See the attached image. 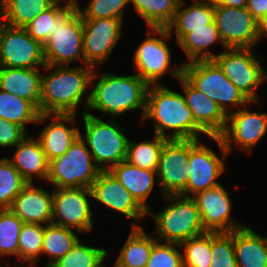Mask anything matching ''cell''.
<instances>
[{"label": "cell", "instance_id": "1", "mask_svg": "<svg viewBox=\"0 0 267 267\" xmlns=\"http://www.w3.org/2000/svg\"><path fill=\"white\" fill-rule=\"evenodd\" d=\"M98 82L94 86L93 80L97 77L95 70L92 75L90 93H87L83 112L89 109L107 113L111 118L122 116L130 110L140 109L143 119L146 109V97L149 85L137 74L119 76L101 72Z\"/></svg>", "mask_w": 267, "mask_h": 267}, {"label": "cell", "instance_id": "2", "mask_svg": "<svg viewBox=\"0 0 267 267\" xmlns=\"http://www.w3.org/2000/svg\"><path fill=\"white\" fill-rule=\"evenodd\" d=\"M151 119L154 134L172 139H199L201 133L210 137L194 120L183 94L163 84L149 85L146 109L142 120ZM171 131L166 136V131Z\"/></svg>", "mask_w": 267, "mask_h": 267}, {"label": "cell", "instance_id": "3", "mask_svg": "<svg viewBox=\"0 0 267 267\" xmlns=\"http://www.w3.org/2000/svg\"><path fill=\"white\" fill-rule=\"evenodd\" d=\"M47 75H42L40 114H74L77 107L91 87L94 67L45 65ZM52 70V71H51Z\"/></svg>", "mask_w": 267, "mask_h": 267}, {"label": "cell", "instance_id": "4", "mask_svg": "<svg viewBox=\"0 0 267 267\" xmlns=\"http://www.w3.org/2000/svg\"><path fill=\"white\" fill-rule=\"evenodd\" d=\"M170 202L160 212L147 215L154 216V237L162 242L181 244L182 242L205 233L200 212L191 197L182 195L162 196Z\"/></svg>", "mask_w": 267, "mask_h": 267}, {"label": "cell", "instance_id": "5", "mask_svg": "<svg viewBox=\"0 0 267 267\" xmlns=\"http://www.w3.org/2000/svg\"><path fill=\"white\" fill-rule=\"evenodd\" d=\"M85 127L84 136L80 137L88 145L92 158L102 171H109L113 166L126 160L128 137L114 118L104 122L87 110L82 113Z\"/></svg>", "mask_w": 267, "mask_h": 267}, {"label": "cell", "instance_id": "6", "mask_svg": "<svg viewBox=\"0 0 267 267\" xmlns=\"http://www.w3.org/2000/svg\"><path fill=\"white\" fill-rule=\"evenodd\" d=\"M183 76L197 90L215 101L226 116L229 115L228 112L233 106L240 109L243 106L246 107L251 103H255L250 102L240 90L233 85L214 60L184 62Z\"/></svg>", "mask_w": 267, "mask_h": 267}, {"label": "cell", "instance_id": "7", "mask_svg": "<svg viewBox=\"0 0 267 267\" xmlns=\"http://www.w3.org/2000/svg\"><path fill=\"white\" fill-rule=\"evenodd\" d=\"M83 21L77 3H71L55 20V29L44 46L46 65L65 66L76 60L85 64Z\"/></svg>", "mask_w": 267, "mask_h": 267}, {"label": "cell", "instance_id": "8", "mask_svg": "<svg viewBox=\"0 0 267 267\" xmlns=\"http://www.w3.org/2000/svg\"><path fill=\"white\" fill-rule=\"evenodd\" d=\"M101 171L79 136L66 154L49 161L47 181L53 188H91Z\"/></svg>", "mask_w": 267, "mask_h": 267}, {"label": "cell", "instance_id": "9", "mask_svg": "<svg viewBox=\"0 0 267 267\" xmlns=\"http://www.w3.org/2000/svg\"><path fill=\"white\" fill-rule=\"evenodd\" d=\"M149 29L147 38L137 47L133 56L136 74L148 85L161 84L158 80L168 73L178 80L183 75V63L176 65V68H169L172 54L166 40L172 35L167 28ZM151 33L155 34V37L151 36Z\"/></svg>", "mask_w": 267, "mask_h": 267}, {"label": "cell", "instance_id": "10", "mask_svg": "<svg viewBox=\"0 0 267 267\" xmlns=\"http://www.w3.org/2000/svg\"><path fill=\"white\" fill-rule=\"evenodd\" d=\"M213 60L250 102H259L255 90L267 81V72L252 48H227Z\"/></svg>", "mask_w": 267, "mask_h": 267}, {"label": "cell", "instance_id": "11", "mask_svg": "<svg viewBox=\"0 0 267 267\" xmlns=\"http://www.w3.org/2000/svg\"><path fill=\"white\" fill-rule=\"evenodd\" d=\"M210 138L218 144L223 159H220L205 144H201L200 139H190L189 176L184 189L185 197H191V195L220 185L216 180L226 169L223 160L227 157L228 152L225 150L220 136H210Z\"/></svg>", "mask_w": 267, "mask_h": 267}, {"label": "cell", "instance_id": "12", "mask_svg": "<svg viewBox=\"0 0 267 267\" xmlns=\"http://www.w3.org/2000/svg\"><path fill=\"white\" fill-rule=\"evenodd\" d=\"M52 223L74 228L79 233L93 230L90 202L91 188H53ZM57 220V221H56Z\"/></svg>", "mask_w": 267, "mask_h": 267}, {"label": "cell", "instance_id": "13", "mask_svg": "<svg viewBox=\"0 0 267 267\" xmlns=\"http://www.w3.org/2000/svg\"><path fill=\"white\" fill-rule=\"evenodd\" d=\"M190 139H168L162 147L157 169V181L162 196L182 195L188 181Z\"/></svg>", "mask_w": 267, "mask_h": 267}, {"label": "cell", "instance_id": "14", "mask_svg": "<svg viewBox=\"0 0 267 267\" xmlns=\"http://www.w3.org/2000/svg\"><path fill=\"white\" fill-rule=\"evenodd\" d=\"M39 65H46L44 46L24 28L5 24L0 34V66L30 69Z\"/></svg>", "mask_w": 267, "mask_h": 267}, {"label": "cell", "instance_id": "15", "mask_svg": "<svg viewBox=\"0 0 267 267\" xmlns=\"http://www.w3.org/2000/svg\"><path fill=\"white\" fill-rule=\"evenodd\" d=\"M214 22L226 48H252L260 41L258 21L244 8L214 6Z\"/></svg>", "mask_w": 267, "mask_h": 267}, {"label": "cell", "instance_id": "16", "mask_svg": "<svg viewBox=\"0 0 267 267\" xmlns=\"http://www.w3.org/2000/svg\"><path fill=\"white\" fill-rule=\"evenodd\" d=\"M85 65L96 67L104 63L122 35L123 19H82Z\"/></svg>", "mask_w": 267, "mask_h": 267}, {"label": "cell", "instance_id": "17", "mask_svg": "<svg viewBox=\"0 0 267 267\" xmlns=\"http://www.w3.org/2000/svg\"><path fill=\"white\" fill-rule=\"evenodd\" d=\"M267 133V112H251L240 108L229 112L224 132L220 135L228 154L233 150L232 143L250 154Z\"/></svg>", "mask_w": 267, "mask_h": 267}, {"label": "cell", "instance_id": "18", "mask_svg": "<svg viewBox=\"0 0 267 267\" xmlns=\"http://www.w3.org/2000/svg\"><path fill=\"white\" fill-rule=\"evenodd\" d=\"M191 198L200 212L205 232L230 233L245 226L232 218L230 195L221 184L196 193Z\"/></svg>", "mask_w": 267, "mask_h": 267}, {"label": "cell", "instance_id": "19", "mask_svg": "<svg viewBox=\"0 0 267 267\" xmlns=\"http://www.w3.org/2000/svg\"><path fill=\"white\" fill-rule=\"evenodd\" d=\"M91 192L92 198L98 203L133 219L132 227H140L135 222L147 216V211L138 204L110 171L100 172L92 183Z\"/></svg>", "mask_w": 267, "mask_h": 267}, {"label": "cell", "instance_id": "20", "mask_svg": "<svg viewBox=\"0 0 267 267\" xmlns=\"http://www.w3.org/2000/svg\"><path fill=\"white\" fill-rule=\"evenodd\" d=\"M187 107L195 122L209 135L220 136L226 127L227 116L217 103L197 90L183 75L179 77Z\"/></svg>", "mask_w": 267, "mask_h": 267}, {"label": "cell", "instance_id": "21", "mask_svg": "<svg viewBox=\"0 0 267 267\" xmlns=\"http://www.w3.org/2000/svg\"><path fill=\"white\" fill-rule=\"evenodd\" d=\"M52 205L53 192L29 182L15 197L9 209L23 223L47 225L52 223Z\"/></svg>", "mask_w": 267, "mask_h": 267}, {"label": "cell", "instance_id": "22", "mask_svg": "<svg viewBox=\"0 0 267 267\" xmlns=\"http://www.w3.org/2000/svg\"><path fill=\"white\" fill-rule=\"evenodd\" d=\"M49 117L52 118L51 121L39 133L37 139L46 158L51 161L67 153L70 145L80 136V130L66 126L68 122L75 125L74 114H49Z\"/></svg>", "mask_w": 267, "mask_h": 267}, {"label": "cell", "instance_id": "23", "mask_svg": "<svg viewBox=\"0 0 267 267\" xmlns=\"http://www.w3.org/2000/svg\"><path fill=\"white\" fill-rule=\"evenodd\" d=\"M13 158L7 159L27 182H34L33 178L47 181L49 161L43 152L38 139L28 134L16 146Z\"/></svg>", "mask_w": 267, "mask_h": 267}, {"label": "cell", "instance_id": "24", "mask_svg": "<svg viewBox=\"0 0 267 267\" xmlns=\"http://www.w3.org/2000/svg\"><path fill=\"white\" fill-rule=\"evenodd\" d=\"M42 75L39 68L0 66V89L31 101L40 112Z\"/></svg>", "mask_w": 267, "mask_h": 267}, {"label": "cell", "instance_id": "25", "mask_svg": "<svg viewBox=\"0 0 267 267\" xmlns=\"http://www.w3.org/2000/svg\"><path fill=\"white\" fill-rule=\"evenodd\" d=\"M109 171L129 191L145 211L148 212L151 209L146 199L154 188V184H158V181H155L157 171L139 168L126 160L113 166Z\"/></svg>", "mask_w": 267, "mask_h": 267}, {"label": "cell", "instance_id": "26", "mask_svg": "<svg viewBox=\"0 0 267 267\" xmlns=\"http://www.w3.org/2000/svg\"><path fill=\"white\" fill-rule=\"evenodd\" d=\"M234 251L238 267H267V237L249 226L233 231Z\"/></svg>", "mask_w": 267, "mask_h": 267}, {"label": "cell", "instance_id": "27", "mask_svg": "<svg viewBox=\"0 0 267 267\" xmlns=\"http://www.w3.org/2000/svg\"><path fill=\"white\" fill-rule=\"evenodd\" d=\"M213 21L214 6L193 1L190 6L184 7V0H181L171 23L166 28L170 35H173L175 30L178 44L189 33V29L209 28Z\"/></svg>", "mask_w": 267, "mask_h": 267}, {"label": "cell", "instance_id": "28", "mask_svg": "<svg viewBox=\"0 0 267 267\" xmlns=\"http://www.w3.org/2000/svg\"><path fill=\"white\" fill-rule=\"evenodd\" d=\"M156 241L157 239L152 234H147L142 226L132 227L113 266L146 267Z\"/></svg>", "mask_w": 267, "mask_h": 267}, {"label": "cell", "instance_id": "29", "mask_svg": "<svg viewBox=\"0 0 267 267\" xmlns=\"http://www.w3.org/2000/svg\"><path fill=\"white\" fill-rule=\"evenodd\" d=\"M0 118L20 125L28 132L26 124L43 123L50 117L40 114L31 101L0 89Z\"/></svg>", "mask_w": 267, "mask_h": 267}, {"label": "cell", "instance_id": "30", "mask_svg": "<svg viewBox=\"0 0 267 267\" xmlns=\"http://www.w3.org/2000/svg\"><path fill=\"white\" fill-rule=\"evenodd\" d=\"M217 42L224 46V50L227 49L213 21L209 24V28L189 29V33L178 43V46L188 56V62L213 60L217 54L208 48Z\"/></svg>", "mask_w": 267, "mask_h": 267}, {"label": "cell", "instance_id": "31", "mask_svg": "<svg viewBox=\"0 0 267 267\" xmlns=\"http://www.w3.org/2000/svg\"><path fill=\"white\" fill-rule=\"evenodd\" d=\"M78 241L77 234L70 228L53 223L45 225L41 255L49 256L46 267L64 257Z\"/></svg>", "mask_w": 267, "mask_h": 267}, {"label": "cell", "instance_id": "32", "mask_svg": "<svg viewBox=\"0 0 267 267\" xmlns=\"http://www.w3.org/2000/svg\"><path fill=\"white\" fill-rule=\"evenodd\" d=\"M181 0H130L136 13L148 28H166L172 21Z\"/></svg>", "mask_w": 267, "mask_h": 267}, {"label": "cell", "instance_id": "33", "mask_svg": "<svg viewBox=\"0 0 267 267\" xmlns=\"http://www.w3.org/2000/svg\"><path fill=\"white\" fill-rule=\"evenodd\" d=\"M57 0H5L1 10L4 21L12 27H24Z\"/></svg>", "mask_w": 267, "mask_h": 267}, {"label": "cell", "instance_id": "34", "mask_svg": "<svg viewBox=\"0 0 267 267\" xmlns=\"http://www.w3.org/2000/svg\"><path fill=\"white\" fill-rule=\"evenodd\" d=\"M168 138L154 135L153 140L139 143L128 140L126 161L145 170L157 171L162 147Z\"/></svg>", "mask_w": 267, "mask_h": 267}, {"label": "cell", "instance_id": "35", "mask_svg": "<svg viewBox=\"0 0 267 267\" xmlns=\"http://www.w3.org/2000/svg\"><path fill=\"white\" fill-rule=\"evenodd\" d=\"M108 251L81 243L79 240L73 248L50 267H102Z\"/></svg>", "mask_w": 267, "mask_h": 267}, {"label": "cell", "instance_id": "36", "mask_svg": "<svg viewBox=\"0 0 267 267\" xmlns=\"http://www.w3.org/2000/svg\"><path fill=\"white\" fill-rule=\"evenodd\" d=\"M43 224H26L24 223L18 241V258L22 259L21 263H30L28 267L37 264L38 257L41 256L44 236Z\"/></svg>", "mask_w": 267, "mask_h": 267}, {"label": "cell", "instance_id": "37", "mask_svg": "<svg viewBox=\"0 0 267 267\" xmlns=\"http://www.w3.org/2000/svg\"><path fill=\"white\" fill-rule=\"evenodd\" d=\"M66 2L65 4L60 2ZM71 4L66 0H57L51 7L44 10L23 28L36 41L44 45L55 29L56 18Z\"/></svg>", "mask_w": 267, "mask_h": 267}, {"label": "cell", "instance_id": "38", "mask_svg": "<svg viewBox=\"0 0 267 267\" xmlns=\"http://www.w3.org/2000/svg\"><path fill=\"white\" fill-rule=\"evenodd\" d=\"M7 157L0 159V209H9L15 197L28 184Z\"/></svg>", "mask_w": 267, "mask_h": 267}, {"label": "cell", "instance_id": "39", "mask_svg": "<svg viewBox=\"0 0 267 267\" xmlns=\"http://www.w3.org/2000/svg\"><path fill=\"white\" fill-rule=\"evenodd\" d=\"M183 248V267H210L211 233L191 237L180 244Z\"/></svg>", "mask_w": 267, "mask_h": 267}, {"label": "cell", "instance_id": "40", "mask_svg": "<svg viewBox=\"0 0 267 267\" xmlns=\"http://www.w3.org/2000/svg\"><path fill=\"white\" fill-rule=\"evenodd\" d=\"M23 224L10 209H0V262L3 260L1 256H18L19 234Z\"/></svg>", "mask_w": 267, "mask_h": 267}, {"label": "cell", "instance_id": "41", "mask_svg": "<svg viewBox=\"0 0 267 267\" xmlns=\"http://www.w3.org/2000/svg\"><path fill=\"white\" fill-rule=\"evenodd\" d=\"M211 262L210 267H238L233 231L230 233H211Z\"/></svg>", "mask_w": 267, "mask_h": 267}, {"label": "cell", "instance_id": "42", "mask_svg": "<svg viewBox=\"0 0 267 267\" xmlns=\"http://www.w3.org/2000/svg\"><path fill=\"white\" fill-rule=\"evenodd\" d=\"M129 4L130 0H89L85 9H82L77 3L82 19H123L124 9Z\"/></svg>", "mask_w": 267, "mask_h": 267}, {"label": "cell", "instance_id": "43", "mask_svg": "<svg viewBox=\"0 0 267 267\" xmlns=\"http://www.w3.org/2000/svg\"><path fill=\"white\" fill-rule=\"evenodd\" d=\"M180 244L156 241L146 267H183Z\"/></svg>", "mask_w": 267, "mask_h": 267}, {"label": "cell", "instance_id": "44", "mask_svg": "<svg viewBox=\"0 0 267 267\" xmlns=\"http://www.w3.org/2000/svg\"><path fill=\"white\" fill-rule=\"evenodd\" d=\"M28 134L22 126L0 118V147L16 146Z\"/></svg>", "mask_w": 267, "mask_h": 267}, {"label": "cell", "instance_id": "45", "mask_svg": "<svg viewBox=\"0 0 267 267\" xmlns=\"http://www.w3.org/2000/svg\"><path fill=\"white\" fill-rule=\"evenodd\" d=\"M246 9L258 21L267 13V0H247Z\"/></svg>", "mask_w": 267, "mask_h": 267}, {"label": "cell", "instance_id": "46", "mask_svg": "<svg viewBox=\"0 0 267 267\" xmlns=\"http://www.w3.org/2000/svg\"><path fill=\"white\" fill-rule=\"evenodd\" d=\"M258 31L260 40L267 35V13L258 20Z\"/></svg>", "mask_w": 267, "mask_h": 267}, {"label": "cell", "instance_id": "47", "mask_svg": "<svg viewBox=\"0 0 267 267\" xmlns=\"http://www.w3.org/2000/svg\"><path fill=\"white\" fill-rule=\"evenodd\" d=\"M228 7L244 8L247 5V0H222V4Z\"/></svg>", "mask_w": 267, "mask_h": 267}, {"label": "cell", "instance_id": "48", "mask_svg": "<svg viewBox=\"0 0 267 267\" xmlns=\"http://www.w3.org/2000/svg\"><path fill=\"white\" fill-rule=\"evenodd\" d=\"M199 3L211 5V6H217L222 4V0H193Z\"/></svg>", "mask_w": 267, "mask_h": 267}, {"label": "cell", "instance_id": "49", "mask_svg": "<svg viewBox=\"0 0 267 267\" xmlns=\"http://www.w3.org/2000/svg\"><path fill=\"white\" fill-rule=\"evenodd\" d=\"M6 22L4 21V16L2 10L0 8V34L2 32L3 27L5 26Z\"/></svg>", "mask_w": 267, "mask_h": 267}, {"label": "cell", "instance_id": "50", "mask_svg": "<svg viewBox=\"0 0 267 267\" xmlns=\"http://www.w3.org/2000/svg\"><path fill=\"white\" fill-rule=\"evenodd\" d=\"M66 1H69L71 3H78V0H66Z\"/></svg>", "mask_w": 267, "mask_h": 267}, {"label": "cell", "instance_id": "51", "mask_svg": "<svg viewBox=\"0 0 267 267\" xmlns=\"http://www.w3.org/2000/svg\"><path fill=\"white\" fill-rule=\"evenodd\" d=\"M5 0H0V8L2 7Z\"/></svg>", "mask_w": 267, "mask_h": 267}, {"label": "cell", "instance_id": "52", "mask_svg": "<svg viewBox=\"0 0 267 267\" xmlns=\"http://www.w3.org/2000/svg\"><path fill=\"white\" fill-rule=\"evenodd\" d=\"M16 267H28V266H25V265H17Z\"/></svg>", "mask_w": 267, "mask_h": 267}]
</instances>
